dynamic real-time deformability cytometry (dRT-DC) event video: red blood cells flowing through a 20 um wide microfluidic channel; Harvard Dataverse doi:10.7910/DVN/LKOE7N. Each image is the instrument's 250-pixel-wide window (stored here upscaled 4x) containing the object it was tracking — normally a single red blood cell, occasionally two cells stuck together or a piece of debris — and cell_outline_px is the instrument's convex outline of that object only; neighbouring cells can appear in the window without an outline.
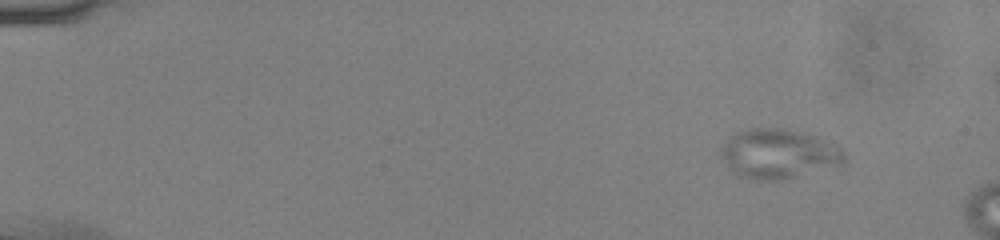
{"species": "common noctule bat (a hibernating species)", "species_latin": "Nyctalus noctula", "temperature_condition": "cold", "stored_images_in_passage": 48, "camera_frame_rate_fps": 3000, "um_per_image_px": 0.085, "animal": {"sex": "male", "body_mass_g": 13.0, "forearm_length_mm": 53.1}, "frame": {"image": 1, "passage_image": 1, "time_ms": 0.0, "image_size_px": [1000, 240], "cell_outline_px": [[844, 164], [776, 180], [760, 180], [736, 176], [724, 164], [720, 156], [720, 148], [728, 136], [736, 132], [748, 128], [784, 128], [816, 136], [836, 144], [844, 152]], "centroid_in_image_um": [66.1, 13.05], "position_along_channel_um": 18.9, "area_um2": 35.72}}
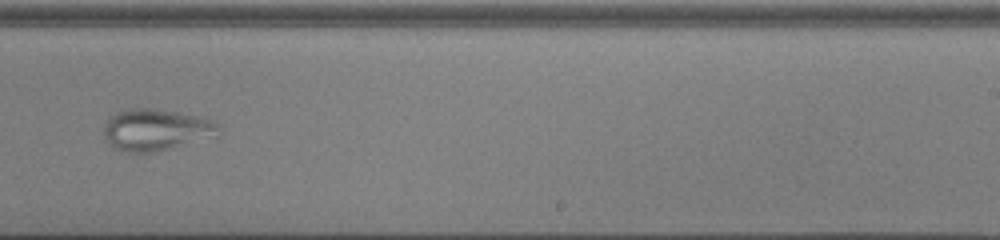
{"frame": {"image": 2, "passage_image": 30, "time_ms": 9.667, "image_size_px": [1000, 240], "cell_outline_px": [[216, 136], [172, 148], [152, 152], [120, 152], [108, 140], [104, 132], [104, 128], [108, 120], [116, 112], [128, 108], [152, 108], [176, 112], [196, 116], [212, 120], [216, 124]], "centroid_in_image_um": [13.23, 11.03], "position_along_channel_um": 275.8, "area_um2": 27.28}}
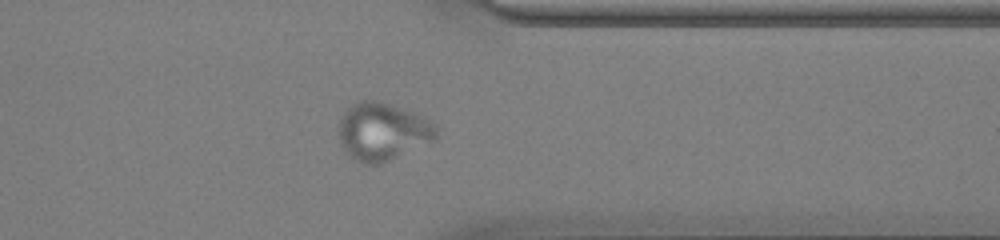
{"frame": {"image": 3, "passage_image": 38, "time_ms": 12.333, "image_size_px": [1000, 240], "cell_outline_px": [[436, 140], [380, 164], [360, 164], [340, 144], [340, 120], [344, 112], [352, 104], [360, 100], [376, 100], [412, 112], [436, 124]], "centroid_in_image_um": [32.52, 11.19], "position_along_channel_um": 378.9, "area_um2": 32.37}}